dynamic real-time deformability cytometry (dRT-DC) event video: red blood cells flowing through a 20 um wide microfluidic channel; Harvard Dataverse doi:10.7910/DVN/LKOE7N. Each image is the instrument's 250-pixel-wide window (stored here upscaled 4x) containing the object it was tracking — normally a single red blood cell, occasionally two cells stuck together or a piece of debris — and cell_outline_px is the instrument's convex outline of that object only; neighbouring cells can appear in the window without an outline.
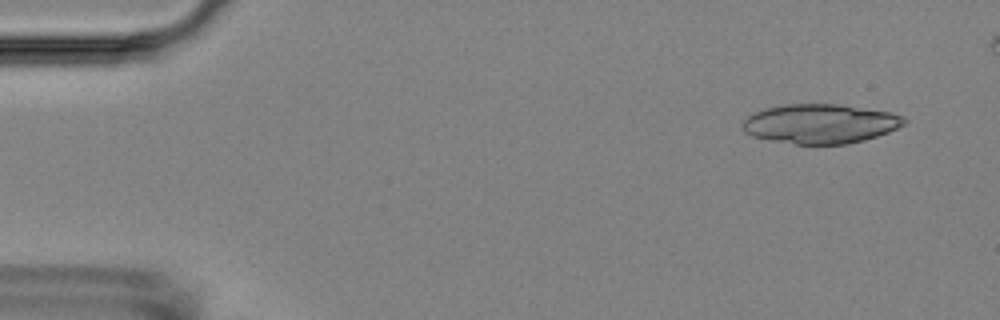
{"species": "Egyptian fruit bat (a non-hibernating species)", "species_latin": "Rousettus aegyptiacus", "temperature_condition": "room temperature", "stored_images_in_passage": 5, "camera_frame_rate_fps": 3000, "um_per_image_px": 0.085, "animal": {"sex": "female"}, "frame": {"image": 1, "passage_image": 1, "time_ms": 0.0, "image_size_px": [1000, 320], "cell_outline_px": [[908, 120], [904, 124], [888, 132], [864, 140], [844, 144], [796, 144], [772, 140], [752, 136], [744, 132], [744, 120], [748, 116], [764, 108], [784, 104], [840, 104], [888, 112], [904, 116]], "centroid_in_image_um": [69.73, 10.51], "position_along_channel_um": 15.3, "area_um2": 36.88}}